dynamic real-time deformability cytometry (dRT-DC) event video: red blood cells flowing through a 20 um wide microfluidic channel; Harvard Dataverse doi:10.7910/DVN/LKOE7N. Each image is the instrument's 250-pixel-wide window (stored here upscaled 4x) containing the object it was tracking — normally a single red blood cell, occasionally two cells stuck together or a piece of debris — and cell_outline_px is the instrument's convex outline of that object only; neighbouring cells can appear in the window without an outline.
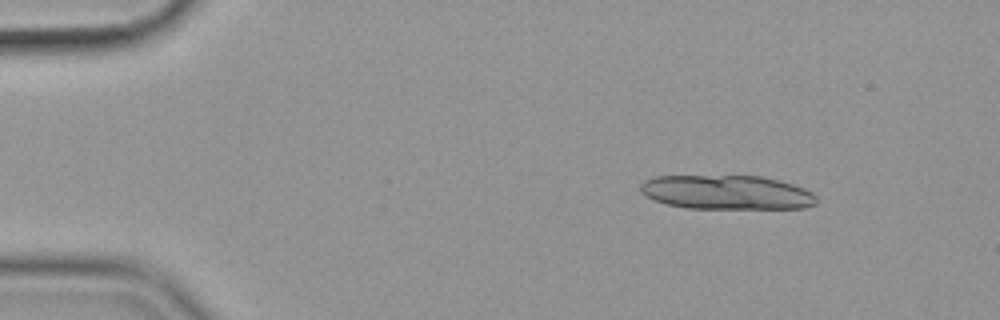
{"species": "common noctule bat (a hibernating species)", "species_latin": "Nyctalus noctula", "temperature_condition": "cold", "stored_images_in_passage": 14, "camera_frame_rate_fps": 3000, "um_per_image_px": 0.085, "animal": {"sex": "female", "body_mass_g": 19.9}, "frame": {"image": 1, "passage_image": 4, "time_ms": 1.0, "image_size_px": [1000, 320], "cell_outline_px": [[816, 204], [804, 208], [688, 208], [668, 204], [656, 200], [640, 192], [640, 184], [644, 180], [656, 176], [760, 176], [780, 180], [804, 188], [812, 192], [816, 196]], "centroid_in_image_um": [61.79, 16.34], "position_along_channel_um": 23.2, "area_um2": 34.97}}